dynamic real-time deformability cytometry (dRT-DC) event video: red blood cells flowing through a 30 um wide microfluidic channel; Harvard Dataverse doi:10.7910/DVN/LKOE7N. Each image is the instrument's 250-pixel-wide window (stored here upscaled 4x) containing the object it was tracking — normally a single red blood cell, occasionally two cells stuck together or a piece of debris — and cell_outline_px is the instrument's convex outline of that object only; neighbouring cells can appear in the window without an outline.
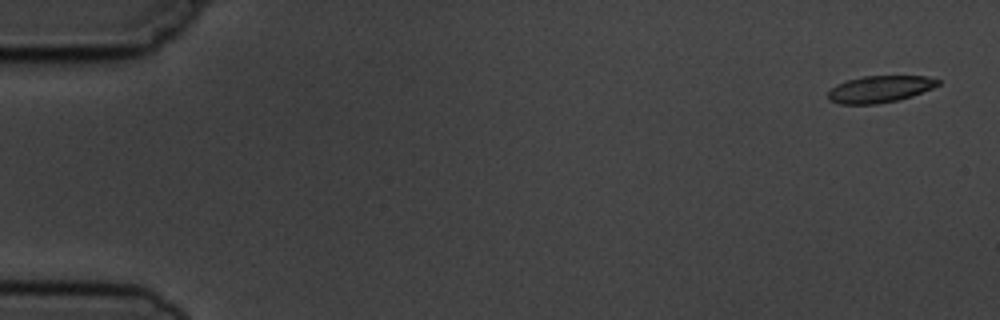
{"species": "common noctule bat (a hibernating species)", "species_latin": "Nyctalus noctula", "temperature_condition": "cold", "stored_images_in_passage": 5, "camera_frame_rate_fps": 3000, "um_per_image_px": 0.085, "animal": {"sex": "male", "body_mass_g": 19.5, "forearm_length_mm": 54.6}, "frame": {"image": 1, "passage_image": 1, "time_ms": 0.0, "image_size_px": [1000, 320], "cell_outline_px": [[940, 84], [932, 88], [912, 96], [896, 100], [876, 104], [840, 104], [828, 100], [828, 92], [836, 84], [848, 80], [864, 76], [928, 76], [940, 80]], "centroid_in_image_um": [74.78, 7.57], "position_along_channel_um": 10.2, "area_um2": 17.11}}